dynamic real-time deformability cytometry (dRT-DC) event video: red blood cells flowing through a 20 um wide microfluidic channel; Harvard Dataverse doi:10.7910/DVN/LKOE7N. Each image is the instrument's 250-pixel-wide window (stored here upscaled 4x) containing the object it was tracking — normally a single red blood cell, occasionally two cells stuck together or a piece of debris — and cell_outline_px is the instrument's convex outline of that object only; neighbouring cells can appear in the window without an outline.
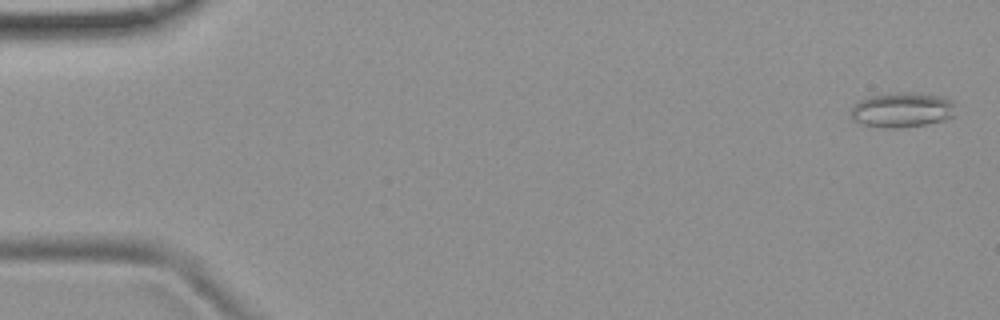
{"species": "common noctule bat (a hibernating species)", "species_latin": "Nyctalus noctula", "temperature_condition": "room temperature", "stored_images_in_passage": 5, "camera_frame_rate_fps": 3000, "um_per_image_px": 0.085, "animal": {"sex": "female", "body_mass_g": 19.9}, "frame": {"image": 1, "passage_image": 1, "time_ms": 0.0, "image_size_px": [1000, 320], "cell_outline_px": [[956, 116], [944, 120], [924, 124], [896, 128], [884, 128], [860, 124], [852, 120], [852, 104], [860, 100], [872, 96], [900, 92], [912, 92], [944, 96], [952, 100]], "centroid_in_image_um": [76.69, 9.34], "position_along_channel_um": 8.3, "area_um2": 21.44}}